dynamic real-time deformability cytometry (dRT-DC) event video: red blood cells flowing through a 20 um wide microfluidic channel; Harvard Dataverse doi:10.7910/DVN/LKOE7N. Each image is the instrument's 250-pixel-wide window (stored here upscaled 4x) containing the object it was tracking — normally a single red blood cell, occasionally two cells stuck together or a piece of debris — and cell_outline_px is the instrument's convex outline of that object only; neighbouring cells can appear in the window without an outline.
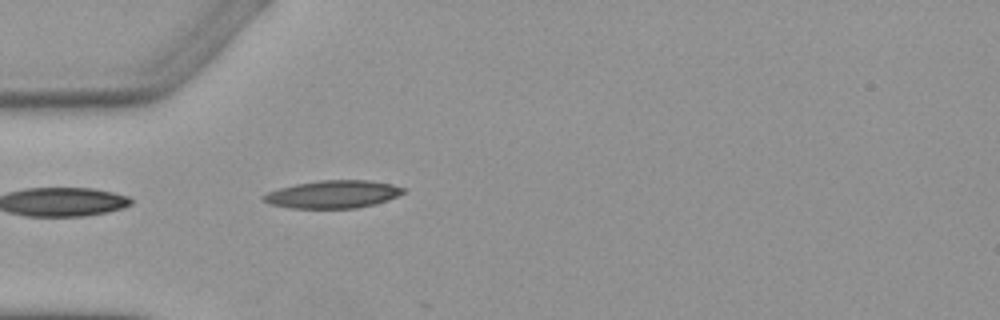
{"species": "Egyptian fruit bat (a non-hibernating species)", "species_latin": "Rousettus aegyptiacus", "temperature_condition": "warm", "stored_images_in_passage": 2, "camera_frame_rate_fps": 3000, "um_per_image_px": 0.085, "animal": {"sex": "female"}, "frame": {"image": 1, "passage_image": 2, "time_ms": 1.333, "image_size_px": [1000, 320], "cell_outline_px": [[404, 192], [388, 200], [376, 204], [356, 208], [292, 208], [268, 204], [260, 196], [268, 192], [280, 188], [296, 184], [320, 180], [368, 180], [392, 184], [404, 188]], "centroid_in_image_um": [28.29, 16.51], "position_along_channel_um": 56.7, "area_um2": 22.54}}